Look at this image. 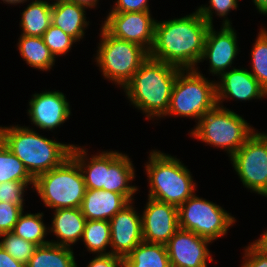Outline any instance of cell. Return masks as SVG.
I'll return each mask as SVG.
<instances>
[{"label": "cell", "mask_w": 267, "mask_h": 267, "mask_svg": "<svg viewBox=\"0 0 267 267\" xmlns=\"http://www.w3.org/2000/svg\"><path fill=\"white\" fill-rule=\"evenodd\" d=\"M209 27L197 10L180 18L156 20L149 57L182 70L196 69Z\"/></svg>", "instance_id": "cell-1"}, {"label": "cell", "mask_w": 267, "mask_h": 267, "mask_svg": "<svg viewBox=\"0 0 267 267\" xmlns=\"http://www.w3.org/2000/svg\"><path fill=\"white\" fill-rule=\"evenodd\" d=\"M182 69L148 57L122 88L145 119L162 118L168 111L172 89Z\"/></svg>", "instance_id": "cell-2"}, {"label": "cell", "mask_w": 267, "mask_h": 267, "mask_svg": "<svg viewBox=\"0 0 267 267\" xmlns=\"http://www.w3.org/2000/svg\"><path fill=\"white\" fill-rule=\"evenodd\" d=\"M0 140L24 164L35 179L38 175L60 166L70 157L74 144H64L40 135L33 128L0 126Z\"/></svg>", "instance_id": "cell-3"}, {"label": "cell", "mask_w": 267, "mask_h": 267, "mask_svg": "<svg viewBox=\"0 0 267 267\" xmlns=\"http://www.w3.org/2000/svg\"><path fill=\"white\" fill-rule=\"evenodd\" d=\"M145 164L148 197L179 207L196 191L190 170L178 159L160 150H151Z\"/></svg>", "instance_id": "cell-4"}, {"label": "cell", "mask_w": 267, "mask_h": 267, "mask_svg": "<svg viewBox=\"0 0 267 267\" xmlns=\"http://www.w3.org/2000/svg\"><path fill=\"white\" fill-rule=\"evenodd\" d=\"M255 131L242 116L217 105L200 118L189 135L209 146L225 149L231 158Z\"/></svg>", "instance_id": "cell-5"}, {"label": "cell", "mask_w": 267, "mask_h": 267, "mask_svg": "<svg viewBox=\"0 0 267 267\" xmlns=\"http://www.w3.org/2000/svg\"><path fill=\"white\" fill-rule=\"evenodd\" d=\"M31 190L52 210L80 208L86 185L78 163L70 156L60 166L38 175Z\"/></svg>", "instance_id": "cell-6"}, {"label": "cell", "mask_w": 267, "mask_h": 267, "mask_svg": "<svg viewBox=\"0 0 267 267\" xmlns=\"http://www.w3.org/2000/svg\"><path fill=\"white\" fill-rule=\"evenodd\" d=\"M216 80H209L199 68L181 70L172 89L167 113L162 117L176 116L196 119L217 106Z\"/></svg>", "instance_id": "cell-7"}, {"label": "cell", "mask_w": 267, "mask_h": 267, "mask_svg": "<svg viewBox=\"0 0 267 267\" xmlns=\"http://www.w3.org/2000/svg\"><path fill=\"white\" fill-rule=\"evenodd\" d=\"M97 53L94 56L96 65L101 69L104 79L123 88L149 57V53L138 44L110 35L102 26Z\"/></svg>", "instance_id": "cell-8"}, {"label": "cell", "mask_w": 267, "mask_h": 267, "mask_svg": "<svg viewBox=\"0 0 267 267\" xmlns=\"http://www.w3.org/2000/svg\"><path fill=\"white\" fill-rule=\"evenodd\" d=\"M235 218L220 205L196 193L178 207L179 228L192 231L212 242L227 235L229 227H233L236 222Z\"/></svg>", "instance_id": "cell-9"}, {"label": "cell", "mask_w": 267, "mask_h": 267, "mask_svg": "<svg viewBox=\"0 0 267 267\" xmlns=\"http://www.w3.org/2000/svg\"><path fill=\"white\" fill-rule=\"evenodd\" d=\"M230 161L248 191L267 197V133L256 130Z\"/></svg>", "instance_id": "cell-10"}, {"label": "cell", "mask_w": 267, "mask_h": 267, "mask_svg": "<svg viewBox=\"0 0 267 267\" xmlns=\"http://www.w3.org/2000/svg\"><path fill=\"white\" fill-rule=\"evenodd\" d=\"M150 12H109L101 26L110 35L138 44L149 53L156 24Z\"/></svg>", "instance_id": "cell-11"}, {"label": "cell", "mask_w": 267, "mask_h": 267, "mask_svg": "<svg viewBox=\"0 0 267 267\" xmlns=\"http://www.w3.org/2000/svg\"><path fill=\"white\" fill-rule=\"evenodd\" d=\"M236 30L232 25H222L219 31L214 25L210 26L206 39L203 54L200 62L209 60V72L213 76H221L233 67L236 56L240 52Z\"/></svg>", "instance_id": "cell-12"}, {"label": "cell", "mask_w": 267, "mask_h": 267, "mask_svg": "<svg viewBox=\"0 0 267 267\" xmlns=\"http://www.w3.org/2000/svg\"><path fill=\"white\" fill-rule=\"evenodd\" d=\"M210 243L207 238L179 228L165 244L171 267H208L207 263L213 262Z\"/></svg>", "instance_id": "cell-13"}, {"label": "cell", "mask_w": 267, "mask_h": 267, "mask_svg": "<svg viewBox=\"0 0 267 267\" xmlns=\"http://www.w3.org/2000/svg\"><path fill=\"white\" fill-rule=\"evenodd\" d=\"M28 105L27 115L31 124L42 130H55L72 116L70 102L59 90L35 93Z\"/></svg>", "instance_id": "cell-14"}, {"label": "cell", "mask_w": 267, "mask_h": 267, "mask_svg": "<svg viewBox=\"0 0 267 267\" xmlns=\"http://www.w3.org/2000/svg\"><path fill=\"white\" fill-rule=\"evenodd\" d=\"M142 217L143 241L166 244L179 229L178 207L148 197Z\"/></svg>", "instance_id": "cell-15"}, {"label": "cell", "mask_w": 267, "mask_h": 267, "mask_svg": "<svg viewBox=\"0 0 267 267\" xmlns=\"http://www.w3.org/2000/svg\"><path fill=\"white\" fill-rule=\"evenodd\" d=\"M133 206L131 201L109 220L111 254L123 259L143 242L142 217Z\"/></svg>", "instance_id": "cell-16"}, {"label": "cell", "mask_w": 267, "mask_h": 267, "mask_svg": "<svg viewBox=\"0 0 267 267\" xmlns=\"http://www.w3.org/2000/svg\"><path fill=\"white\" fill-rule=\"evenodd\" d=\"M216 81L217 105L224 107L223 102L228 99L235 101H251L267 98L266 90L258 80L245 68L230 69L223 73Z\"/></svg>", "instance_id": "cell-17"}, {"label": "cell", "mask_w": 267, "mask_h": 267, "mask_svg": "<svg viewBox=\"0 0 267 267\" xmlns=\"http://www.w3.org/2000/svg\"><path fill=\"white\" fill-rule=\"evenodd\" d=\"M131 201L116 192L98 189H86L80 210L86 220L109 221Z\"/></svg>", "instance_id": "cell-18"}, {"label": "cell", "mask_w": 267, "mask_h": 267, "mask_svg": "<svg viewBox=\"0 0 267 267\" xmlns=\"http://www.w3.org/2000/svg\"><path fill=\"white\" fill-rule=\"evenodd\" d=\"M134 164L127 154L118 151H108V171L106 178V191L125 195L130 201L134 200V194L139 191L132 185L135 179Z\"/></svg>", "instance_id": "cell-19"}, {"label": "cell", "mask_w": 267, "mask_h": 267, "mask_svg": "<svg viewBox=\"0 0 267 267\" xmlns=\"http://www.w3.org/2000/svg\"><path fill=\"white\" fill-rule=\"evenodd\" d=\"M86 218L80 208H61L54 210L49 233H53L57 241L50 243L71 247L81 240Z\"/></svg>", "instance_id": "cell-20"}, {"label": "cell", "mask_w": 267, "mask_h": 267, "mask_svg": "<svg viewBox=\"0 0 267 267\" xmlns=\"http://www.w3.org/2000/svg\"><path fill=\"white\" fill-rule=\"evenodd\" d=\"M87 150L85 146L73 145L70 156L78 163L82 171L86 189L106 191L108 151H101L91 157Z\"/></svg>", "instance_id": "cell-21"}, {"label": "cell", "mask_w": 267, "mask_h": 267, "mask_svg": "<svg viewBox=\"0 0 267 267\" xmlns=\"http://www.w3.org/2000/svg\"><path fill=\"white\" fill-rule=\"evenodd\" d=\"M85 10V7L71 1L52 3L51 24L79 42L90 23L86 20Z\"/></svg>", "instance_id": "cell-22"}, {"label": "cell", "mask_w": 267, "mask_h": 267, "mask_svg": "<svg viewBox=\"0 0 267 267\" xmlns=\"http://www.w3.org/2000/svg\"><path fill=\"white\" fill-rule=\"evenodd\" d=\"M52 3L31 0L21 13V35L42 37L51 25Z\"/></svg>", "instance_id": "cell-23"}, {"label": "cell", "mask_w": 267, "mask_h": 267, "mask_svg": "<svg viewBox=\"0 0 267 267\" xmlns=\"http://www.w3.org/2000/svg\"><path fill=\"white\" fill-rule=\"evenodd\" d=\"M17 49L27 65L34 69L50 71L56 59L44 43L42 37L20 35Z\"/></svg>", "instance_id": "cell-24"}, {"label": "cell", "mask_w": 267, "mask_h": 267, "mask_svg": "<svg viewBox=\"0 0 267 267\" xmlns=\"http://www.w3.org/2000/svg\"><path fill=\"white\" fill-rule=\"evenodd\" d=\"M26 267H78L73 247L53 243L37 246Z\"/></svg>", "instance_id": "cell-25"}, {"label": "cell", "mask_w": 267, "mask_h": 267, "mask_svg": "<svg viewBox=\"0 0 267 267\" xmlns=\"http://www.w3.org/2000/svg\"><path fill=\"white\" fill-rule=\"evenodd\" d=\"M126 267H171L164 244L141 242L125 258Z\"/></svg>", "instance_id": "cell-26"}, {"label": "cell", "mask_w": 267, "mask_h": 267, "mask_svg": "<svg viewBox=\"0 0 267 267\" xmlns=\"http://www.w3.org/2000/svg\"><path fill=\"white\" fill-rule=\"evenodd\" d=\"M110 239L111 231L109 221L86 220L81 241L89 253L91 252L94 255L111 254Z\"/></svg>", "instance_id": "cell-27"}, {"label": "cell", "mask_w": 267, "mask_h": 267, "mask_svg": "<svg viewBox=\"0 0 267 267\" xmlns=\"http://www.w3.org/2000/svg\"><path fill=\"white\" fill-rule=\"evenodd\" d=\"M24 213L23 211L19 215L12 232L37 246L50 243L49 240H45L49 232V226L47 227L43 222L44 213Z\"/></svg>", "instance_id": "cell-28"}, {"label": "cell", "mask_w": 267, "mask_h": 267, "mask_svg": "<svg viewBox=\"0 0 267 267\" xmlns=\"http://www.w3.org/2000/svg\"><path fill=\"white\" fill-rule=\"evenodd\" d=\"M9 181L34 182V178L0 140V183Z\"/></svg>", "instance_id": "cell-29"}, {"label": "cell", "mask_w": 267, "mask_h": 267, "mask_svg": "<svg viewBox=\"0 0 267 267\" xmlns=\"http://www.w3.org/2000/svg\"><path fill=\"white\" fill-rule=\"evenodd\" d=\"M251 50L250 73L267 92V31L260 28Z\"/></svg>", "instance_id": "cell-30"}, {"label": "cell", "mask_w": 267, "mask_h": 267, "mask_svg": "<svg viewBox=\"0 0 267 267\" xmlns=\"http://www.w3.org/2000/svg\"><path fill=\"white\" fill-rule=\"evenodd\" d=\"M0 237L1 247L15 260L25 265L28 263L37 247L36 244L16 236L13 232L3 233Z\"/></svg>", "instance_id": "cell-31"}, {"label": "cell", "mask_w": 267, "mask_h": 267, "mask_svg": "<svg viewBox=\"0 0 267 267\" xmlns=\"http://www.w3.org/2000/svg\"><path fill=\"white\" fill-rule=\"evenodd\" d=\"M42 39L55 59L70 52L73 44L77 42L73 37L53 24L44 32Z\"/></svg>", "instance_id": "cell-32"}, {"label": "cell", "mask_w": 267, "mask_h": 267, "mask_svg": "<svg viewBox=\"0 0 267 267\" xmlns=\"http://www.w3.org/2000/svg\"><path fill=\"white\" fill-rule=\"evenodd\" d=\"M238 2L239 0H210V5H201L196 10L210 26H213V13L223 18L222 25H232L227 15L239 7Z\"/></svg>", "instance_id": "cell-33"}, {"label": "cell", "mask_w": 267, "mask_h": 267, "mask_svg": "<svg viewBox=\"0 0 267 267\" xmlns=\"http://www.w3.org/2000/svg\"><path fill=\"white\" fill-rule=\"evenodd\" d=\"M28 185L34 187V182L9 181L0 183V202L13 203L24 210V193Z\"/></svg>", "instance_id": "cell-34"}, {"label": "cell", "mask_w": 267, "mask_h": 267, "mask_svg": "<svg viewBox=\"0 0 267 267\" xmlns=\"http://www.w3.org/2000/svg\"><path fill=\"white\" fill-rule=\"evenodd\" d=\"M23 209L13 203L0 202V235L12 232Z\"/></svg>", "instance_id": "cell-35"}, {"label": "cell", "mask_w": 267, "mask_h": 267, "mask_svg": "<svg viewBox=\"0 0 267 267\" xmlns=\"http://www.w3.org/2000/svg\"><path fill=\"white\" fill-rule=\"evenodd\" d=\"M244 248L243 263L240 267H267V254L259 251L251 243Z\"/></svg>", "instance_id": "cell-36"}, {"label": "cell", "mask_w": 267, "mask_h": 267, "mask_svg": "<svg viewBox=\"0 0 267 267\" xmlns=\"http://www.w3.org/2000/svg\"><path fill=\"white\" fill-rule=\"evenodd\" d=\"M149 0H116L110 12L150 11Z\"/></svg>", "instance_id": "cell-37"}, {"label": "cell", "mask_w": 267, "mask_h": 267, "mask_svg": "<svg viewBox=\"0 0 267 267\" xmlns=\"http://www.w3.org/2000/svg\"><path fill=\"white\" fill-rule=\"evenodd\" d=\"M86 267H122L124 259L113 254L95 255Z\"/></svg>", "instance_id": "cell-38"}, {"label": "cell", "mask_w": 267, "mask_h": 267, "mask_svg": "<svg viewBox=\"0 0 267 267\" xmlns=\"http://www.w3.org/2000/svg\"><path fill=\"white\" fill-rule=\"evenodd\" d=\"M0 267H26V265L15 260L0 245Z\"/></svg>", "instance_id": "cell-39"}, {"label": "cell", "mask_w": 267, "mask_h": 267, "mask_svg": "<svg viewBox=\"0 0 267 267\" xmlns=\"http://www.w3.org/2000/svg\"><path fill=\"white\" fill-rule=\"evenodd\" d=\"M251 244L259 251L267 254V229L263 233H261L259 239L251 242Z\"/></svg>", "instance_id": "cell-40"}, {"label": "cell", "mask_w": 267, "mask_h": 267, "mask_svg": "<svg viewBox=\"0 0 267 267\" xmlns=\"http://www.w3.org/2000/svg\"><path fill=\"white\" fill-rule=\"evenodd\" d=\"M71 2H74L80 6L85 7L86 9L90 8H95L99 4V0H69Z\"/></svg>", "instance_id": "cell-41"}, {"label": "cell", "mask_w": 267, "mask_h": 267, "mask_svg": "<svg viewBox=\"0 0 267 267\" xmlns=\"http://www.w3.org/2000/svg\"><path fill=\"white\" fill-rule=\"evenodd\" d=\"M260 14L267 15V0H252Z\"/></svg>", "instance_id": "cell-42"}, {"label": "cell", "mask_w": 267, "mask_h": 267, "mask_svg": "<svg viewBox=\"0 0 267 267\" xmlns=\"http://www.w3.org/2000/svg\"><path fill=\"white\" fill-rule=\"evenodd\" d=\"M3 3L11 4V5H17V4H23L29 0H1Z\"/></svg>", "instance_id": "cell-43"}, {"label": "cell", "mask_w": 267, "mask_h": 267, "mask_svg": "<svg viewBox=\"0 0 267 267\" xmlns=\"http://www.w3.org/2000/svg\"><path fill=\"white\" fill-rule=\"evenodd\" d=\"M52 1V0H50ZM54 1V2H53ZM51 3H57V2H61V1H69V0H53Z\"/></svg>", "instance_id": "cell-44"}]
</instances>
